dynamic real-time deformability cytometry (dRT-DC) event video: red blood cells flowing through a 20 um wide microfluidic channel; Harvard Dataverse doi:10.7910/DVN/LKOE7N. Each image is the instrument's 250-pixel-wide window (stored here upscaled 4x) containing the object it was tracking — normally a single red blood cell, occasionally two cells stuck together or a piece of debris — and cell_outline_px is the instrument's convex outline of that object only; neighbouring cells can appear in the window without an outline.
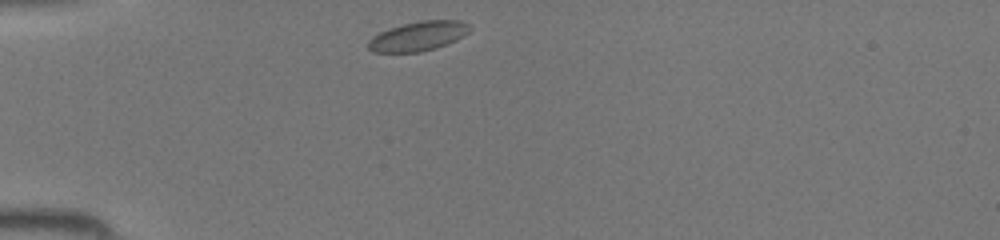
{"species": "common noctule bat (a hibernating species)", "species_latin": "Nyctalus noctula", "temperature_condition": "room temperature", "stored_images_in_passage": 33, "camera_frame_rate_fps": 3000, "um_per_image_px": 0.085, "animal": {"sex": "female", "body_mass_g": 19.5, "forearm_length_mm": 54.1}, "frame": {"image": 1, "passage_image": 1, "time_ms": 0.0, "image_size_px": [1000, 240], "cell_outline_px": [[472, 28], [464, 36], [456, 40], [436, 48], [420, 52], [372, 52], [368, 48], [368, 40], [372, 36], [388, 28], [420, 20], [460, 20], [468, 24]], "centroid_in_image_um": [35.55, 3.07], "position_along_channel_um": 49.5, "area_um2": 17.51}}
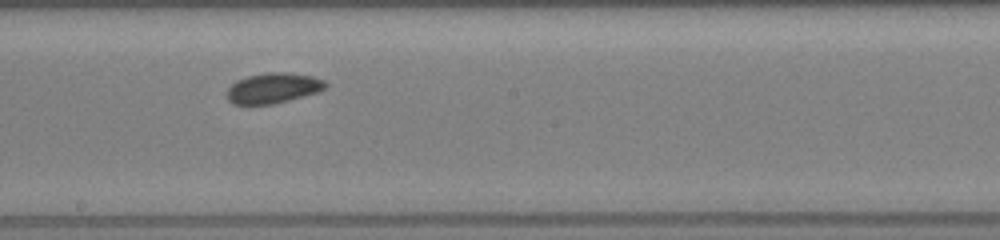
{"frame": {"image": 2, "passage_image": 14, "time_ms": 4.333, "image_size_px": [1000, 240], "cell_outline_px": [[328, 84], [324, 88], [316, 92], [288, 100], [272, 104], [232, 104], [228, 100], [224, 92], [236, 80], [248, 76], [268, 72], [284, 72], [312, 76], [324, 80]], "centroid_in_image_um": [23.16, 7.48], "position_along_channel_um": 225.0, "area_um2": 17.34}}
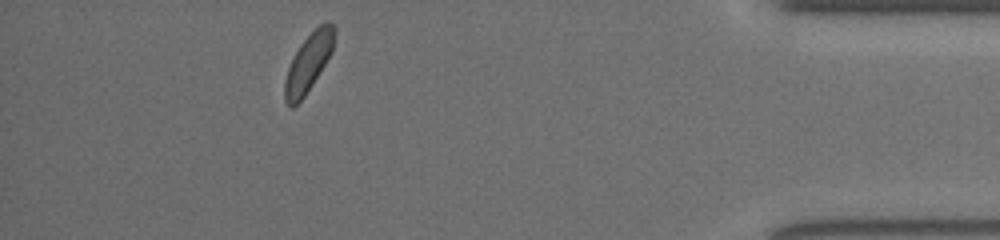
{"frame": {"image": 3, "passage_image": 29, "time_ms": 9.333, "image_size_px": [1000, 240], "cell_outline_px": [[336, 32], [332, 52], [312, 84], [304, 96], [292, 108], [284, 100], [284, 80], [288, 68], [300, 44], [320, 24], [328, 20], [336, 28]], "centroid_in_image_um": [26.23, 5.3], "position_along_channel_um": 409.0, "area_um2": 16.53}}